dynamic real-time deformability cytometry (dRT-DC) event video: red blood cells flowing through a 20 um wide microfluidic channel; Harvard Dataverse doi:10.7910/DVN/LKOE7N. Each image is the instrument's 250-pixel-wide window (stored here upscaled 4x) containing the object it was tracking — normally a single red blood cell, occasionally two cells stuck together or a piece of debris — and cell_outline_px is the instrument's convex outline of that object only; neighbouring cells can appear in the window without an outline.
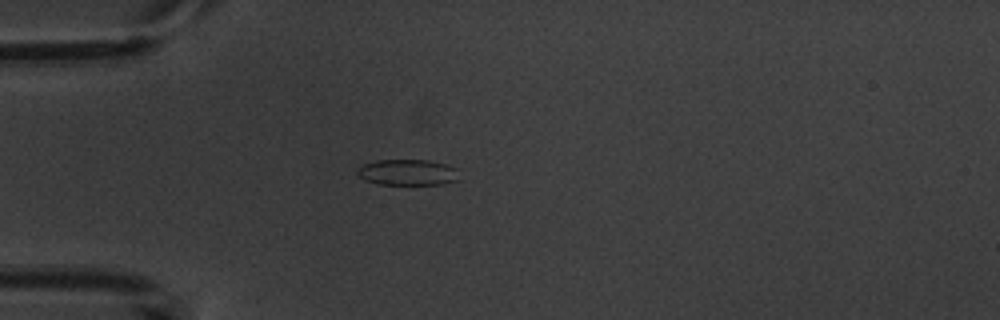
{"species": "common noctule bat (a hibernating species)", "species_latin": "Nyctalus noctula", "temperature_condition": "warm", "stored_images_in_passage": 5, "camera_frame_rate_fps": 3000, "um_per_image_px": 0.085, "animal": {"sex": "male", "body_mass_g": 20.1, "forearm_length_mm": 53.5}, "frame": {"image": 1, "passage_image": 4, "time_ms": 3.667, "image_size_px": [1000, 320], "cell_outline_px": [[460, 180], [444, 184], [380, 184], [364, 180], [356, 172], [356, 168], [364, 164], [376, 160], [428, 160], [444, 164], [456, 168]], "centroid_in_image_um": [34.65, 14.65], "position_along_channel_um": 50.3, "area_um2": 15.43}}